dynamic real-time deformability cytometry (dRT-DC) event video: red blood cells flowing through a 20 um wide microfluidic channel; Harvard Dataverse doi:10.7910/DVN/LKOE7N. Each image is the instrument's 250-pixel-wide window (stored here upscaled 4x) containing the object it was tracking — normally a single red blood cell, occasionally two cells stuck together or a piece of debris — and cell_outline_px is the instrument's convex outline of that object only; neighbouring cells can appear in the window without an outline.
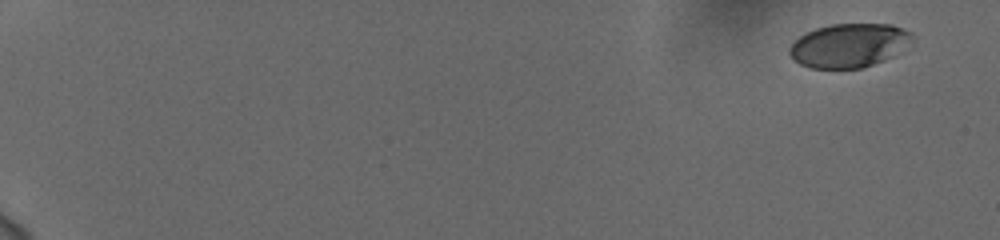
{"species": "human", "species_latin": "Homo sapiens", "temperature_condition": "cold", "stored_images_in_passage": 56, "camera_frame_rate_fps": 3000, "um_per_image_px": 0.085, "donor": {"sex": "female"}, "frame": {"image": 1, "passage_image": 1, "time_ms": 0.0, "image_size_px": [1000, 240], "cell_outline_px": [[916, 36], [896, 56], [860, 68], [812, 68], [800, 64], [788, 52], [788, 48], [800, 36], [816, 28], [832, 24], [892, 24], [904, 28], [912, 32]], "centroid_in_image_um": [72.22, 3.85], "position_along_channel_um": 12.8, "area_um2": 31.39}}
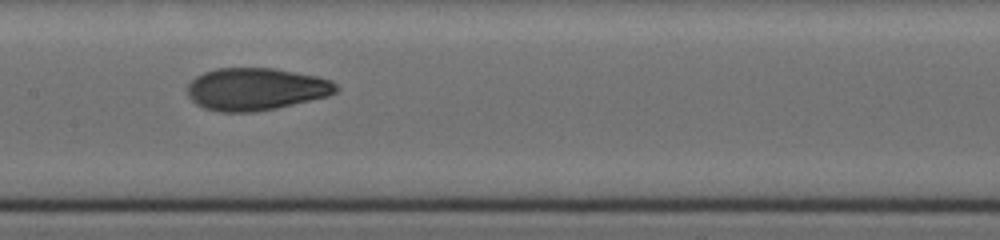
{"frame": {"image": 2, "passage_image": 31, "time_ms": 10.0, "image_size_px": [1000, 240], "cell_outline_px": [[340, 88], [336, 92], [328, 96], [276, 108], [256, 112], [220, 112], [204, 108], [196, 104], [188, 96], [188, 84], [196, 76], [204, 72], [216, 68], [272, 68], [316, 76], [332, 80]], "centroid_in_image_um": [21.75, 7.58], "position_along_channel_um": 185.7, "area_um2": 36.76}}
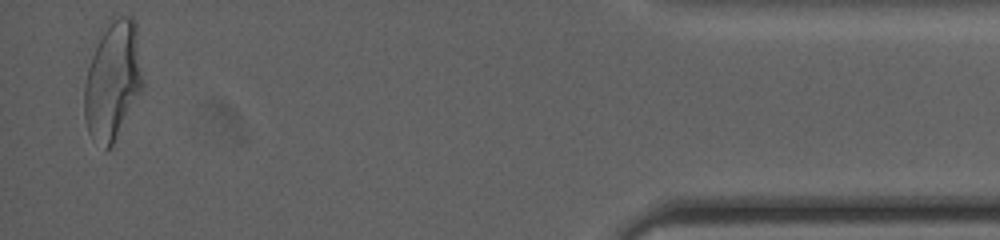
{"frame": {"image": 3, "passage_image": 55, "time_ms": 18.0, "image_size_px": [1000, 240], "cell_outline_px": [[144, 88], [112, 144], [108, 148], [104, 148], [92, 140], [88, 132], [84, 116], [84, 84], [88, 68], [92, 56], [112, 16], [132, 16], [136, 24], [144, 84]], "centroid_in_image_um": [9.6, 6.86], "position_along_channel_um": 425.6, "area_um2": 40.11}, "authors_computed_cell_mechanics": {"area_um2": 35.9516, "velocity_mm_per_s": 3.7386, "shape_relaxation_time_tau1_ms": 7.8597, "shape_relaxation_time_tau2_ms": 1.1516, "deformation_change_tau1": 0.2251, "deformation_change_tau2": 0.0672}}